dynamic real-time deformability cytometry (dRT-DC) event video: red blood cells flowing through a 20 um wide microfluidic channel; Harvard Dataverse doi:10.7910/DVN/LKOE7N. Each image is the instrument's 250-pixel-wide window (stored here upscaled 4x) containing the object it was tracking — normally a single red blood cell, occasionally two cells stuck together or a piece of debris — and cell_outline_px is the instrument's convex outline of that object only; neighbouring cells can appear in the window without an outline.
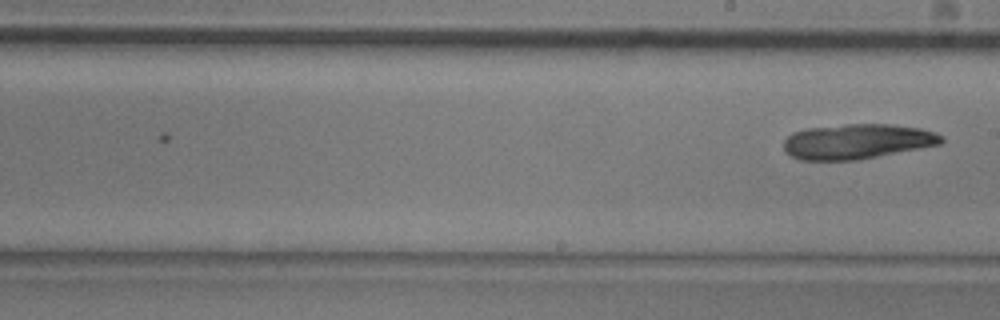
{"species": "common noctule bat (a hibernating species)", "species_latin": "Nyctalus noctula", "temperature_condition": "room temperature", "stored_images_in_passage": 8, "camera_frame_rate_fps": 3000, "um_per_image_px": 0.085, "animal": {"sex": "male", "body_mass_g": 20.5, "forearm_length_mm": 52.5}, "frame": {"image": 1, "passage_image": 8, "time_ms": 2.333, "image_size_px": [1000, 320], "cell_outline_px": [[944, 140], [940, 144], [920, 148], [856, 160], [800, 160], [784, 152], [784, 140], [792, 132], [808, 128], [848, 124], [888, 124], [920, 128], [944, 136]], "centroid_in_image_um": [72.82, 12.02], "position_along_channel_um": 216.2, "area_um2": 32.02}}